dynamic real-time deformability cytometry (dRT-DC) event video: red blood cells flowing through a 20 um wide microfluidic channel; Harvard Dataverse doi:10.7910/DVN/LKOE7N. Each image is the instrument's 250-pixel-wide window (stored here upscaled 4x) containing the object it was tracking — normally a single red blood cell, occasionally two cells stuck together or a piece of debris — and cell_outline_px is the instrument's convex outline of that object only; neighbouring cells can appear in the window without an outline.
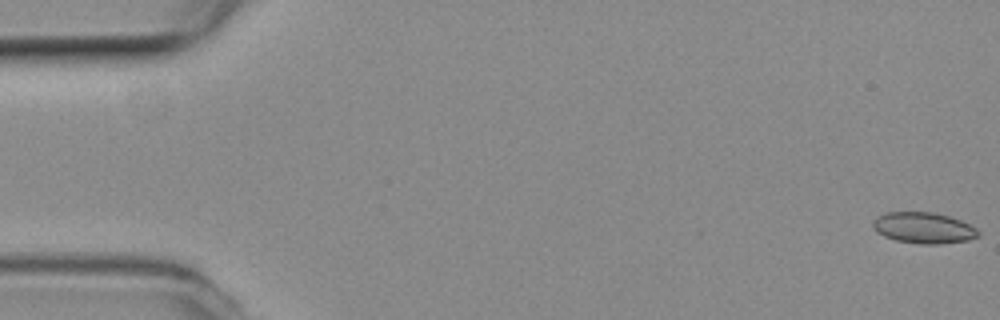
{"species": "common noctule bat (a hibernating species)", "species_latin": "Nyctalus noctula", "temperature_condition": "room temperature", "stored_images_in_passage": 54, "camera_frame_rate_fps": 3000, "um_per_image_px": 0.085, "animal": {"sex": "female", "body_mass_g": 19.3, "forearm_length_mm": 54.1}, "frame": {"image": 1, "passage_image": 1, "time_ms": 0.0, "image_size_px": [1000, 320], "cell_outline_px": [[980, 236], [968, 240], [940, 244], [920, 244], [896, 240], [884, 236], [876, 232], [872, 228], [872, 220], [876, 216], [888, 212], [936, 212], [960, 220], [976, 228], [980, 232]], "centroid_in_image_um": [78.48, 19.37], "position_along_channel_um": 6.5, "area_um2": 19.25}}
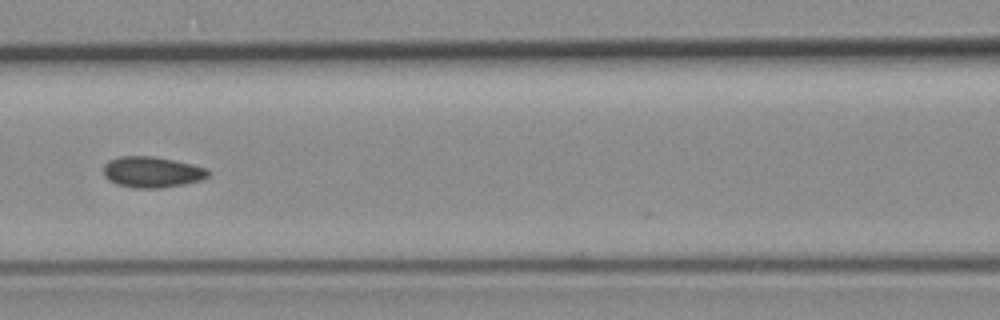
{"frame": {"image": 2, "passage_image": 24, "time_ms": 7.667, "image_size_px": [1000, 320], "cell_outline_px": [[212, 172], [208, 176], [200, 180], [184, 184], [160, 188], [136, 188], [116, 184], [108, 180], [104, 176], [104, 164], [108, 160], [120, 156], [152, 156], [192, 164], [208, 168]], "centroid_in_image_um": [12.92, 14.62], "position_along_channel_um": 153.7, "area_um2": 18.96}}
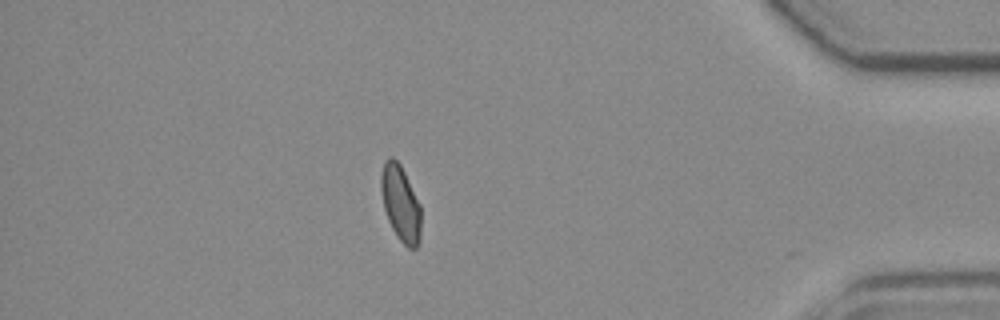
{"frame": {"image": 3, "passage_image": 47, "time_ms": 15.333, "image_size_px": [1000, 320], "cell_outline_px": [[420, 240], [416, 248], [408, 248], [396, 236], [388, 220], [384, 208], [380, 188], [380, 176], [384, 160], [388, 156], [392, 156], [400, 164], [420, 204]], "centroid_in_image_um": [34.03, 17.27], "position_along_channel_um": 401.2, "area_um2": 17.69}, "authors_computed_cell_mechanics": {"area_um2": 18.2937, "velocity_mm_per_s": 3.8259, "shape_relaxation_time_tau1_ms": null, "shape_relaxation_time_tau2_ms": 1.3845, "deformation_change_tau1": null, "deformation_change_tau2": 0.0634}}